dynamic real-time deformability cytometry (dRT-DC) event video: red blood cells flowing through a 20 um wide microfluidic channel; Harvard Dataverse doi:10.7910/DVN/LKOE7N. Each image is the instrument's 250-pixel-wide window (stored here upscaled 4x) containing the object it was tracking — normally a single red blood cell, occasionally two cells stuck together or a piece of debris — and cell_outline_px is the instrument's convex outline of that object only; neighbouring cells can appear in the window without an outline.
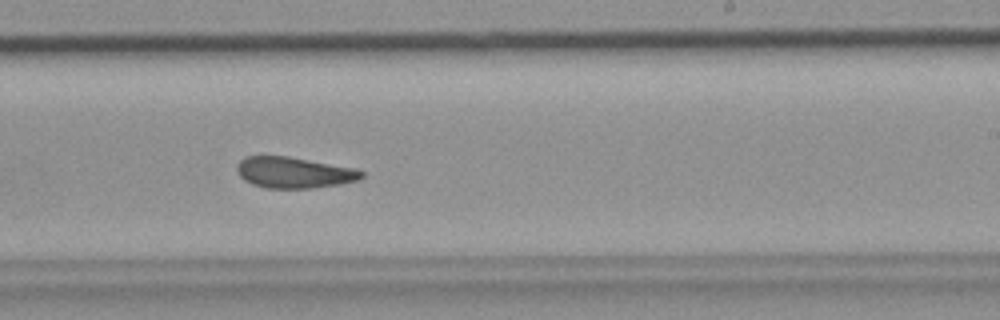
{"species": "common noctule bat (a hibernating species)", "species_latin": "Nyctalus noctula", "temperature_condition": "room temperature", "stored_images_in_passage": 37, "camera_frame_rate_fps": 3000, "um_per_image_px": 0.085, "animal": {"sex": "female", "body_mass_g": 19.9}, "frame": {"image": 1, "passage_image": 22, "time_ms": 7.0, "image_size_px": [1000, 320], "cell_outline_px": [[364, 176], [360, 180], [340, 184], [312, 188], [268, 188], [252, 184], [244, 180], [236, 172], [236, 164], [244, 156], [288, 156], [356, 168], [364, 172]], "centroid_in_image_um": [24.99, 14.66], "position_along_channel_um": 264.0, "area_um2": 22.77}}
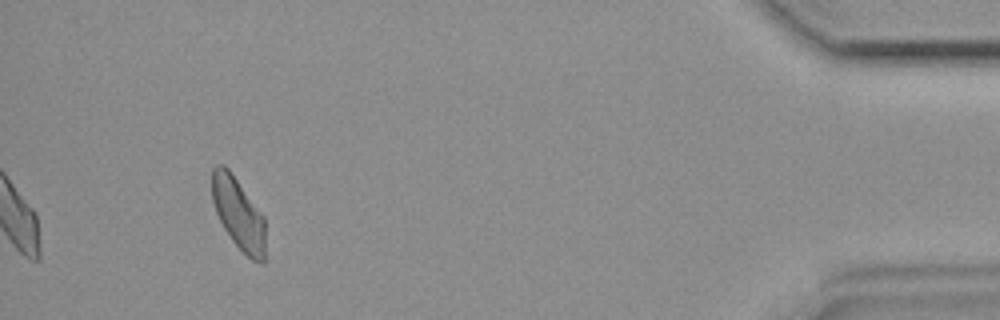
{"frame": {"image": 2, "passage_image": 37, "time_ms": 12.0, "image_size_px": [1000, 320], "cell_outline_px": [[264, 264], [252, 260], [232, 240], [224, 228], [216, 212], [212, 200], [212, 168], [216, 164], [224, 164], [228, 168], [264, 216]], "centroid_in_image_um": [20.25, 18.13], "position_along_channel_um": 415.0, "area_um2": 22.02}}